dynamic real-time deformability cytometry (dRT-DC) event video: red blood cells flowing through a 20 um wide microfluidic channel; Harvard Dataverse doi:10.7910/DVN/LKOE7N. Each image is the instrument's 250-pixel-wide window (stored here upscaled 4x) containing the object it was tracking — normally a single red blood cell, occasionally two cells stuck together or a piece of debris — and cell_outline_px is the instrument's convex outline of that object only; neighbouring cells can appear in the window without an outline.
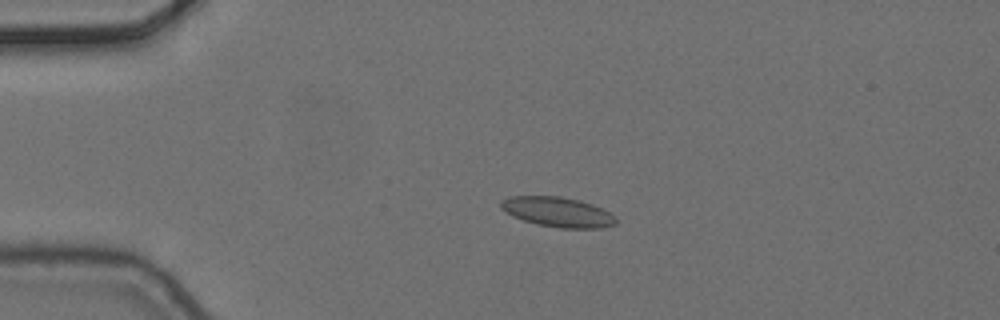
{"species": "common noctule bat (a hibernating species)", "species_latin": "Nyctalus noctula", "temperature_condition": "cold", "stored_images_in_passage": 5, "camera_frame_rate_fps": 3000, "um_per_image_px": 0.085, "animal": {"sex": "female", "body_mass_g": 24.6, "forearm_length_mm": 56.2}, "frame": {"image": 1, "passage_image": 4, "time_ms": 1.0, "image_size_px": [1000, 320], "cell_outline_px": [[616, 224], [600, 228], [560, 228], [540, 224], [524, 220], [512, 216], [500, 208], [500, 200], [512, 196], [560, 196], [592, 204], [616, 216]], "centroid_in_image_um": [47.39, 18.01], "position_along_channel_um": 37.6, "area_um2": 19.83}}